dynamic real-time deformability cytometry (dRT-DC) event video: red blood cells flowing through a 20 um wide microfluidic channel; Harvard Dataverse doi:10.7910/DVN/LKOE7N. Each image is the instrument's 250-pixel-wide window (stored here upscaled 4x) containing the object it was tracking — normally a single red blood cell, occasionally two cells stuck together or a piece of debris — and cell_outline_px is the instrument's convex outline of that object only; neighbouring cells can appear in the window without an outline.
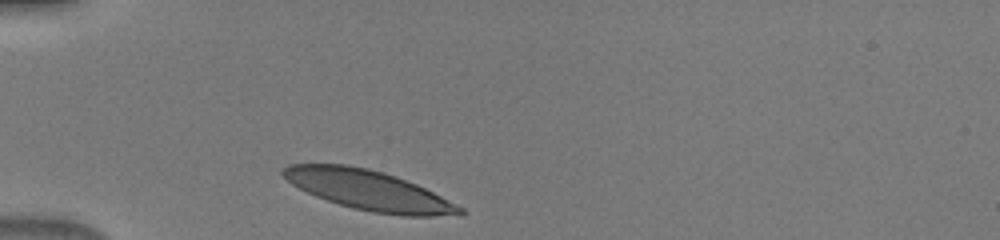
{"species": "human", "species_latin": "Homo sapiens", "temperature_condition": "warm", "stored_images_in_passage": 16, "camera_frame_rate_fps": 3000, "um_per_image_px": 0.085, "donor": {"sex": "male"}, "frame": {"image": 1, "passage_image": 1, "time_ms": 0.0, "image_size_px": [1000, 240], "cell_outline_px": [[464, 212], [432, 216], [404, 216], [372, 212], [352, 208], [316, 196], [292, 184], [280, 172], [288, 164], [348, 164], [368, 168], [384, 172], [396, 176], [416, 184], [464, 208]], "centroid_in_image_um": [31.3, 16.15], "position_along_channel_um": 53.7, "area_um2": 40.4}}
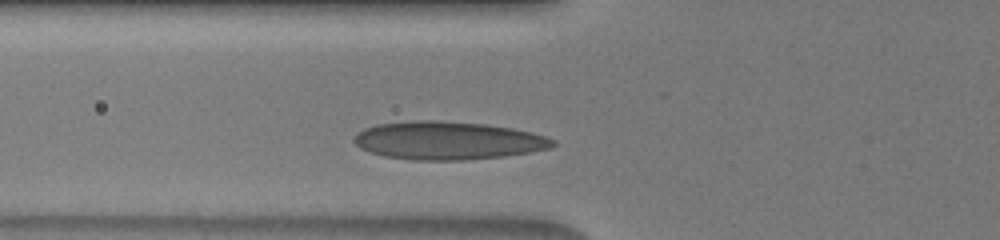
{"frame": {"image": 2, "passage_image": 5, "time_ms": 1.333, "image_size_px": [1000, 240], "cell_outline_px": [[556, 144], [552, 148], [504, 156], [464, 160], [416, 160], [384, 156], [360, 148], [352, 140], [364, 128], [376, 124], [416, 120], [436, 120], [488, 124], [512, 128], [532, 132], [556, 140]], "centroid_in_image_um": [38.09, 11.94], "position_along_channel_um": 87.7, "area_um2": 44.1}}